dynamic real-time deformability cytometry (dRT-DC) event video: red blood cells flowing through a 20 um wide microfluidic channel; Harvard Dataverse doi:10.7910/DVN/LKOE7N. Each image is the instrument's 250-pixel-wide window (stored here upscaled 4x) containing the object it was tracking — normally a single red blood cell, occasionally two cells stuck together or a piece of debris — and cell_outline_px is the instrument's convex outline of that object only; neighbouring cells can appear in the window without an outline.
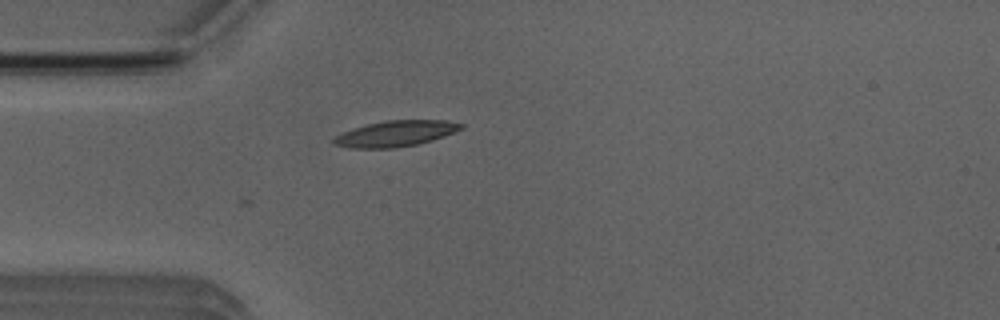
{"species": "Egyptian fruit bat (a non-hibernating species)", "species_latin": "Rousettus aegyptiacus", "temperature_condition": "room temperature", "stored_images_in_passage": 4, "camera_frame_rate_fps": 3000, "um_per_image_px": 0.085, "animal": {"sex": "male"}, "frame": {"image": 1, "passage_image": 2, "time_ms": 0.333, "image_size_px": [1000, 320], "cell_outline_px": [[464, 128], [444, 136], [432, 140], [416, 144], [396, 148], [348, 148], [332, 144], [332, 140], [336, 136], [352, 128], [384, 120], [448, 120], [464, 124]], "centroid_in_image_um": [33.63, 11.35], "position_along_channel_um": 51.4, "area_um2": 19.25}}